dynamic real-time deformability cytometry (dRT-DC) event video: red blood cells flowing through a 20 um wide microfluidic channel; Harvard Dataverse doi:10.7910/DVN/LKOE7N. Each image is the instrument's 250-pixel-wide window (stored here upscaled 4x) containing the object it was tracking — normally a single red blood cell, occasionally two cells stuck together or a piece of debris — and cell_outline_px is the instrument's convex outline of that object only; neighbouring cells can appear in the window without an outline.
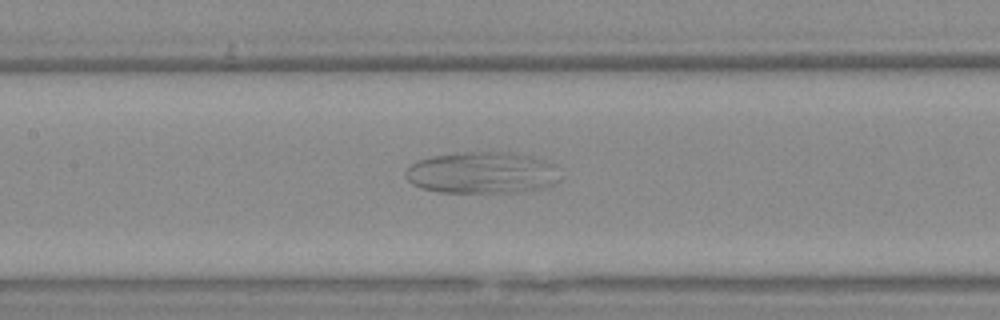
{"species": "Egyptian fruit bat (a non-hibernating species)", "species_latin": "Rousettus aegyptiacus", "temperature_condition": "warm", "stored_images_in_passage": 54, "camera_frame_rate_fps": 3000, "um_per_image_px": 0.085, "animal": {"sex": "female"}, "frame": {"image": 1, "passage_image": 23, "time_ms": 7.333, "image_size_px": [1000, 320], "cell_outline_px": [[556, 180], [552, 184], [544, 188], [520, 192], [440, 192], [424, 188], [412, 184], [408, 180], [404, 172], [412, 164], [420, 160], [432, 156], [456, 152], [516, 152], [532, 156], [552, 164]], "centroid_in_image_um": [40.92, 14.67], "position_along_channel_um": 166.5, "area_um2": 37.11}}
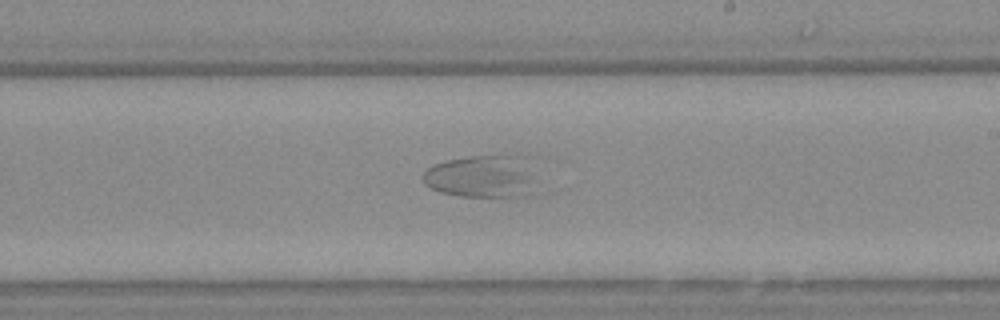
{"frame": {"image": 2, "passage_image": 30, "time_ms": 9.667, "image_size_px": [1000, 320], "cell_outline_px": [[540, 156], [528, 196], [460, 196], [440, 192], [424, 184], [420, 176], [428, 168], [436, 164], [448, 160], [472, 156], [504, 152], [528, 152]], "centroid_in_image_um": [41.18, 14.87], "position_along_channel_um": 247.8, "area_um2": 30.23}}
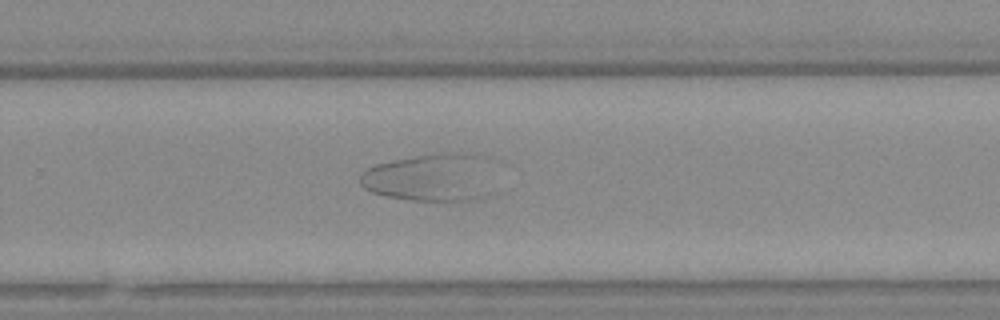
{"frame": {"image": 3, "passage_image": 34, "time_ms": 11.0, "image_size_px": [1000, 320], "cell_outline_px": [[488, 196], [476, 200], [412, 200], [388, 196], [372, 192], [364, 188], [360, 184], [360, 172], [376, 164], [392, 160], [416, 156], [444, 152], [464, 152], [488, 156]], "centroid_in_image_um": [36.59, 15.06], "position_along_channel_um": 293.2, "area_um2": 37.4}}